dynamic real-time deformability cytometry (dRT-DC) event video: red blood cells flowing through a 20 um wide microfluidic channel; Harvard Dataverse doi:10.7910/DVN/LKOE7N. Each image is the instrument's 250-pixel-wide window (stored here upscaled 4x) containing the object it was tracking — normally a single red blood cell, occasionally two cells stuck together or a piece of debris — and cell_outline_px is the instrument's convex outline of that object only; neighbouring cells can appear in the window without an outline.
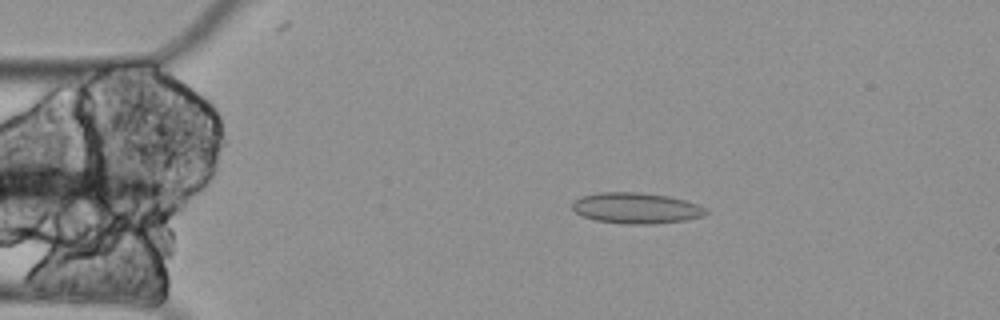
{"species": "Egyptian fruit bat (a non-hibernating species)", "species_latin": "Rousettus aegyptiacus", "temperature_condition": "cold", "stored_images_in_passage": 4, "camera_frame_rate_fps": 3000, "um_per_image_px": 0.085, "animal": {"sex": "female"}, "frame": {"image": 1, "passage_image": 3, "time_ms": 0.667, "image_size_px": [1000, 320], "cell_outline_px": [[708, 212], [704, 216], [684, 220], [652, 224], [624, 224], [596, 220], [584, 216], [576, 212], [572, 208], [572, 200], [580, 196], [600, 192], [640, 192], [668, 196], [684, 200], [696, 204], [704, 208]], "centroid_in_image_um": [54.04, 17.68], "position_along_channel_um": 31.0, "area_um2": 23.99}}